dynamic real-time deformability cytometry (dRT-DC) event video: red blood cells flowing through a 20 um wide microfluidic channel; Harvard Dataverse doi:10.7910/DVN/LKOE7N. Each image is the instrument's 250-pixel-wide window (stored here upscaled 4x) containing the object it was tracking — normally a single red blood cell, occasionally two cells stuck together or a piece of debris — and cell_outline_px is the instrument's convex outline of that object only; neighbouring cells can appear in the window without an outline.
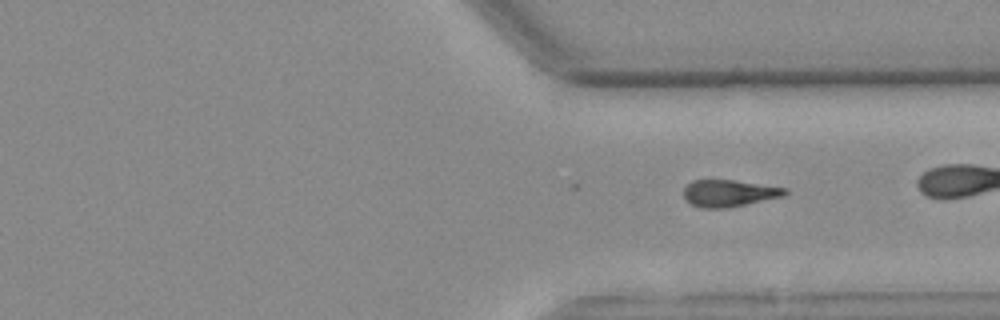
{"species": "common noctule bat (a hibernating species)", "species_latin": "Nyctalus noctula", "temperature_condition": "warm", "stored_images_in_passage": 31, "camera_frame_rate_fps": 3000, "um_per_image_px": 0.085, "animal": {"sex": "female", "body_mass_g": 25.1}, "frame": {"image": 1, "passage_image": 31, "time_ms": 10.0, "image_size_px": [1000, 320], "cell_outline_px": [[788, 192], [784, 196], [728, 208], [700, 208], [684, 200], [684, 188], [692, 180], [732, 180], [788, 188]], "centroid_in_image_um": [61.96, 16.43], "position_along_channel_um": 349.4, "area_um2": 15.9}}